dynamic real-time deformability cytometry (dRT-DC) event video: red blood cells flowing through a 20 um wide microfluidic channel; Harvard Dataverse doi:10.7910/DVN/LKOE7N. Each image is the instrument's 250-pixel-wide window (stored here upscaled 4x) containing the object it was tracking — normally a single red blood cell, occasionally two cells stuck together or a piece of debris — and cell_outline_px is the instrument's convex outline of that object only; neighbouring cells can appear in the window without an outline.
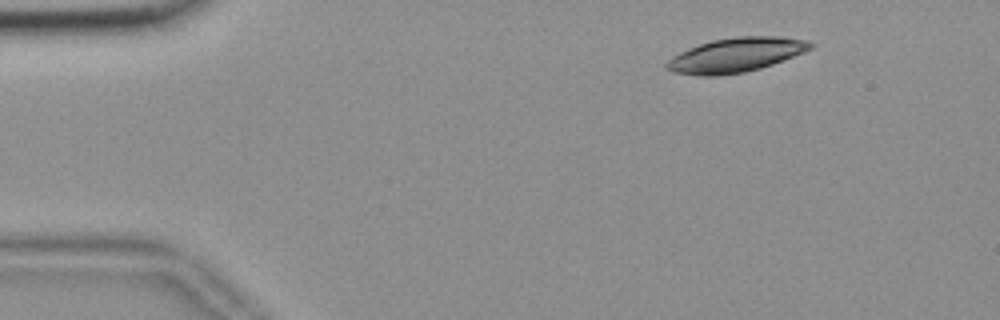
{"species": "common noctule bat (a hibernating species)", "species_latin": "Nyctalus noctula", "temperature_condition": "room temperature", "stored_images_in_passage": 49, "camera_frame_rate_fps": 3000, "um_per_image_px": 0.085, "animal": {"sex": "female", "body_mass_g": 18.4}, "frame": {"image": 1, "passage_image": 1, "time_ms": 0.0, "image_size_px": [1000, 320], "cell_outline_px": [[816, 44], [812, 48], [804, 52], [772, 64], [760, 68], [744, 72], [716, 76], [700, 76], [672, 72], [664, 68], [664, 64], [672, 56], [688, 48], [712, 40], [736, 36], [780, 36], [804, 40]], "centroid_in_image_um": [62.51, 4.68], "position_along_channel_um": 22.5, "area_um2": 28.84}}